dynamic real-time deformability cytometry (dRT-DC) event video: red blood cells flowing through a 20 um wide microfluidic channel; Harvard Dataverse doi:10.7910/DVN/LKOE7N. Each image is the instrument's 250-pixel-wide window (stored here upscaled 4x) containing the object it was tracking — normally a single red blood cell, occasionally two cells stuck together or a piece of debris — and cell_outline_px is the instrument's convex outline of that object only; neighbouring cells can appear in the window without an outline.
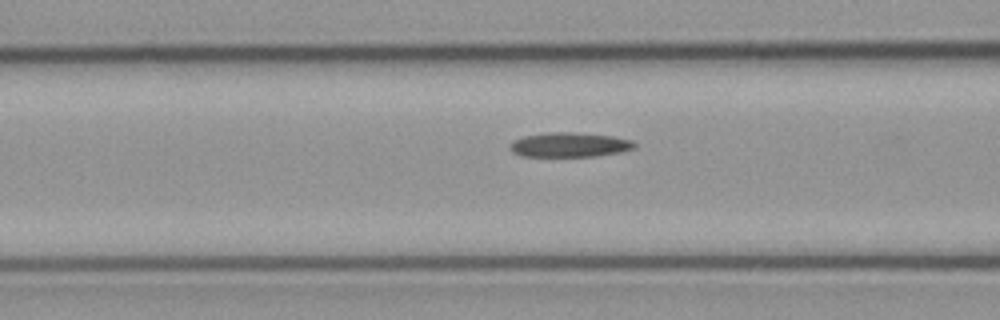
{"species": "common noctule bat (a hibernating species)", "species_latin": "Nyctalus noctula", "temperature_condition": "cold", "stored_images_in_passage": 23, "camera_frame_rate_fps": 3000, "um_per_image_px": 0.085, "animal": {"sex": "male", "body_mass_g": 23.1, "forearm_length_mm": 52.7}, "frame": {"image": 1, "passage_image": 18, "time_ms": 5.667, "image_size_px": [1000, 320], "cell_outline_px": [[636, 148], [620, 152], [596, 156], [520, 156], [512, 152], [512, 144], [516, 140], [524, 136], [548, 132], [576, 132], [612, 136], [632, 140], [636, 144]], "centroid_in_image_um": [48.47, 12.3], "position_along_channel_um": 118.1, "area_um2": 17.69}}
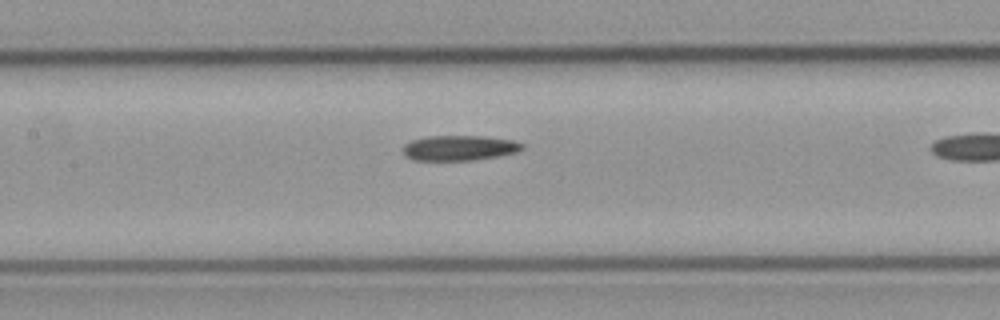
{"frame": {"image": 2, "passage_image": 22, "time_ms": 7.0, "image_size_px": [1000, 320], "cell_outline_px": [[524, 148], [516, 152], [496, 156], [472, 160], [412, 160], [404, 152], [404, 144], [412, 140], [428, 136], [484, 136], [512, 140], [524, 144]], "centroid_in_image_um": [39.05, 12.56], "position_along_channel_um": 168.3, "area_um2": 17.28}}